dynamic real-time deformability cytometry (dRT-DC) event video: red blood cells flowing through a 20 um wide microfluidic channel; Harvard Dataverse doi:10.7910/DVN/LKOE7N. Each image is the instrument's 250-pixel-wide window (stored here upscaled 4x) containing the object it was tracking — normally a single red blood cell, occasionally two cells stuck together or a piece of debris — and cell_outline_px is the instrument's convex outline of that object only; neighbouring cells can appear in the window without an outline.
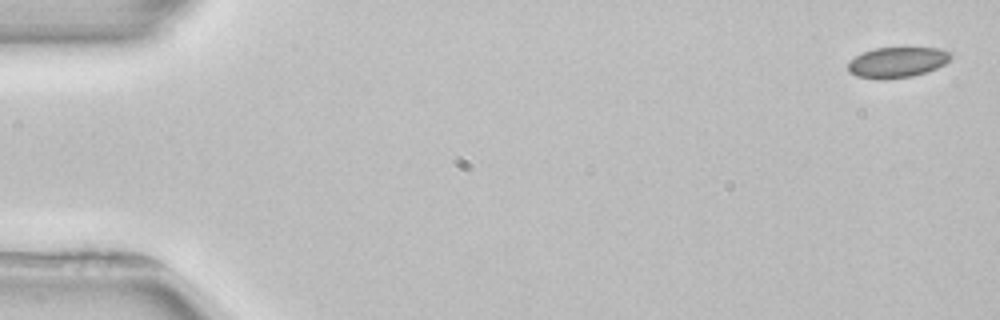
{"species": "common noctule bat (a hibernating species)", "species_latin": "Nyctalus noctula", "temperature_condition": "room temperature", "stored_images_in_passage": 4, "camera_frame_rate_fps": 3000, "um_per_image_px": 0.085, "animal": {"sex": "female", "body_mass_g": 22.7, "forearm_length_mm": 54.2}, "frame": {"image": 1, "passage_image": 1, "time_ms": 0.0, "image_size_px": [1000, 320], "cell_outline_px": [[952, 56], [944, 64], [936, 68], [912, 76], [884, 80], [876, 80], [856, 76], [848, 72], [848, 60], [864, 52], [876, 48], [940, 48], [952, 52]], "centroid_in_image_um": [76.23, 5.31], "position_along_channel_um": 8.8, "area_um2": 18.38}}
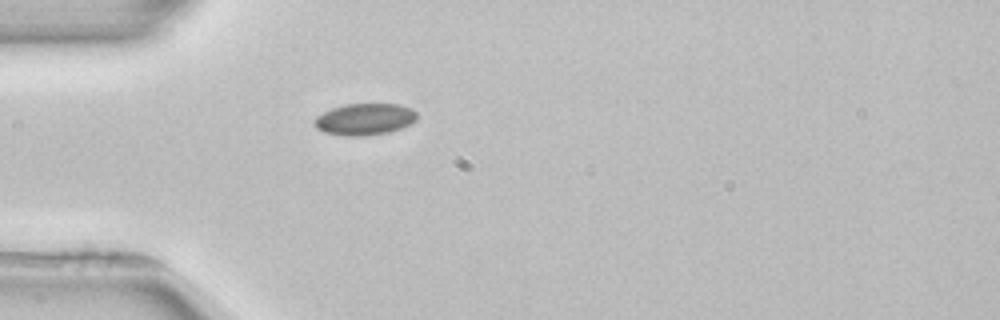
{"frame": {"image": 2, "passage_image": 4, "time_ms": 4.667, "image_size_px": [1000, 320], "cell_outline_px": [[416, 120], [400, 128], [388, 132], [360, 136], [344, 136], [324, 132], [316, 128], [312, 124], [312, 120], [316, 116], [332, 108], [344, 104], [400, 104], [412, 108], [416, 112]], "centroid_in_image_um": [30.95, 10.13], "position_along_channel_um": 54.0, "area_um2": 18.96}}